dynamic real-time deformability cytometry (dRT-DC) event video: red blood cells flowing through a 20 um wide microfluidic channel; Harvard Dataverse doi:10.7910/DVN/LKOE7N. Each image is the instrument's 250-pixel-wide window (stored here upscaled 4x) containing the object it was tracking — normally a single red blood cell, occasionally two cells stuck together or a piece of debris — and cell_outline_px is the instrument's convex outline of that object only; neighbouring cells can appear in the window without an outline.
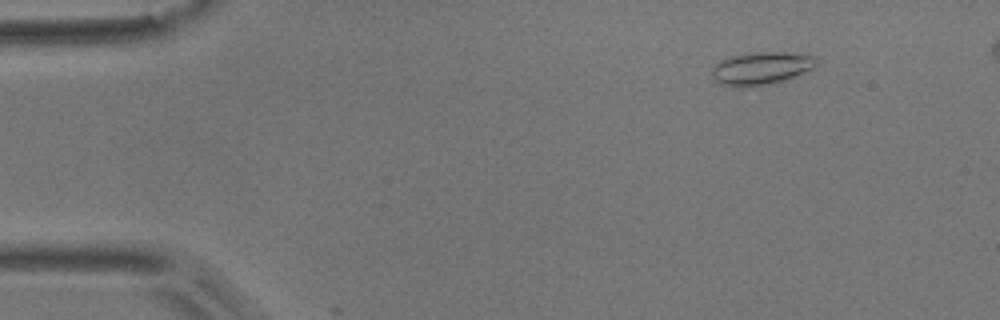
{"species": "common noctule bat (a hibernating species)", "species_latin": "Nyctalus noctula", "temperature_condition": "room temperature", "stored_images_in_passage": 5, "camera_frame_rate_fps": 3000, "um_per_image_px": 0.085, "animal": {"sex": "male", "body_mass_g": 17.9}, "frame": {"image": 1, "passage_image": 2, "time_ms": 1.0, "image_size_px": [1000, 320], "cell_outline_px": [[816, 64], [812, 68], [804, 72], [768, 84], [752, 88], [736, 88], [720, 84], [712, 76], [712, 68], [720, 60], [744, 52], [784, 52], [816, 56]], "centroid_in_image_um": [64.63, 5.81], "position_along_channel_um": 20.4, "area_um2": 20.0}}